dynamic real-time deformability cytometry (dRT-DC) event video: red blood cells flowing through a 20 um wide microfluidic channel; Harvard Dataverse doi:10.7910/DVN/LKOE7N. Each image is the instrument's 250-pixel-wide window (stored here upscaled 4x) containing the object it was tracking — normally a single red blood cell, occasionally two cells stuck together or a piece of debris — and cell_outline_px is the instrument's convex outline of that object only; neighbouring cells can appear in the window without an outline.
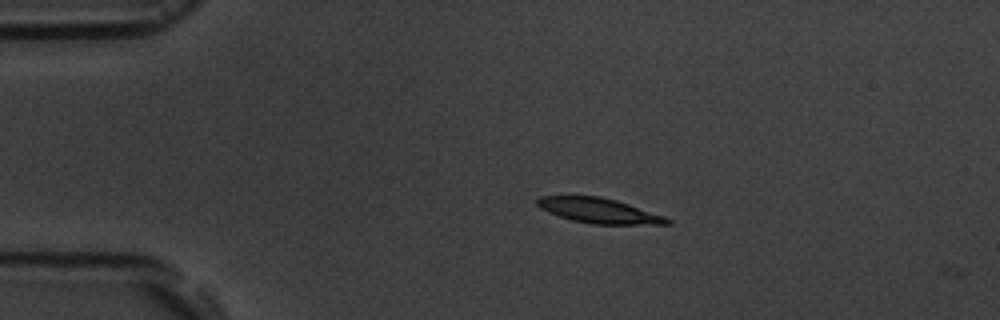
{"species": "common noctule bat (a hibernating species)", "species_latin": "Nyctalus noctula", "temperature_condition": "room temperature", "stored_images_in_passage": 3, "camera_frame_rate_fps": 3000, "um_per_image_px": 0.085, "animal": {"sex": "male", "body_mass_g": 19.5, "forearm_length_mm": 54.6}, "frame": {"image": 1, "passage_image": 2, "time_ms": 2.0, "image_size_px": [1000, 320], "cell_outline_px": [[672, 224], [592, 224], [572, 220], [548, 212], [540, 208], [536, 204], [536, 200], [540, 196], [600, 196], [616, 200], [664, 216], [672, 220]], "centroid_in_image_um": [50.9, 17.9], "position_along_channel_um": 34.1, "area_um2": 18.79}}